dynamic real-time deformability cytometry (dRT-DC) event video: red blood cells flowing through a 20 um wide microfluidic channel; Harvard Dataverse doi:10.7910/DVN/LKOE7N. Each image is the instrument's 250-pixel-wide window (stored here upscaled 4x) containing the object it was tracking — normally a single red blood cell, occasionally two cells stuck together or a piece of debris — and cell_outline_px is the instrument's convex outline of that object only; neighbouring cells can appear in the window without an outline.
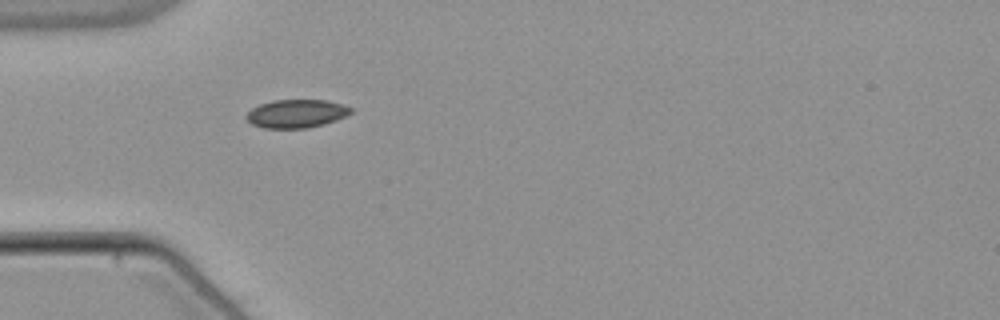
{"species": "common noctule bat (a hibernating species)", "species_latin": "Nyctalus noctula", "temperature_condition": "warm", "stored_images_in_passage": 38, "camera_frame_rate_fps": 3000, "um_per_image_px": 0.085, "animal": {"sex": "male", "body_mass_g": 21.5, "forearm_length_mm": 52.0}, "frame": {"image": 1, "passage_image": 1, "time_ms": 0.0, "image_size_px": [1000, 320], "cell_outline_px": [[352, 112], [336, 120], [324, 124], [308, 128], [264, 128], [252, 124], [244, 116], [252, 108], [260, 104], [272, 100], [328, 100], [344, 104], [352, 108]], "centroid_in_image_um": [25.2, 9.65], "position_along_channel_um": 59.8, "area_um2": 17.28}}
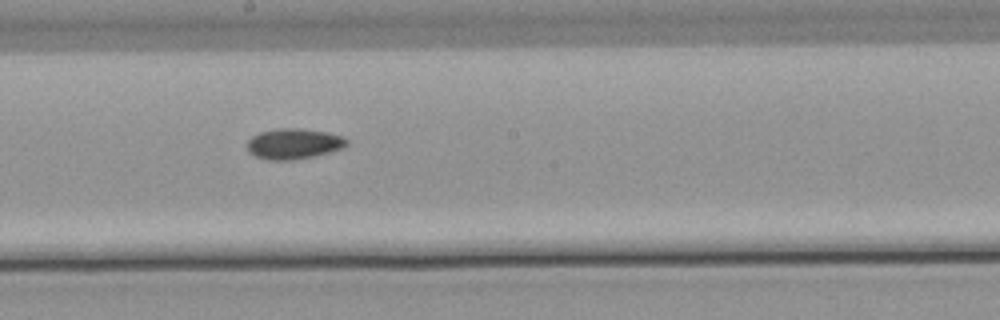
{"frame": {"image": 2, "passage_image": 14, "time_ms": 4.333, "image_size_px": [1000, 320], "cell_outline_px": [[348, 144], [344, 148], [312, 156], [292, 160], [268, 160], [256, 156], [248, 152], [248, 140], [252, 136], [260, 132], [280, 128], [300, 128], [328, 132], [344, 136], [348, 140]], "centroid_in_image_um": [24.99, 12.21], "position_along_channel_um": 223.2, "area_um2": 17.74}}
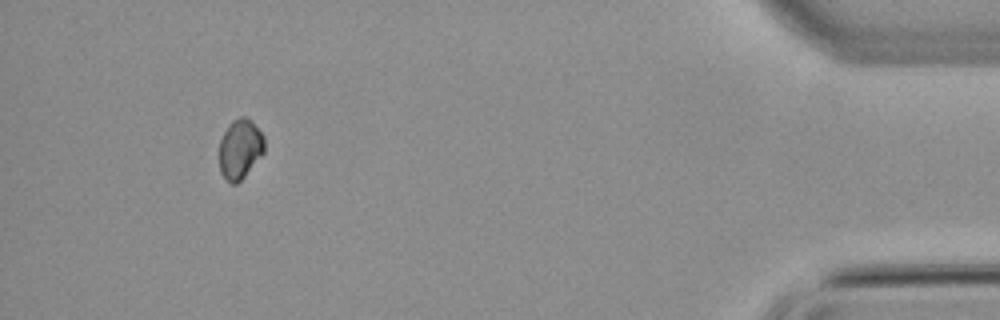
{"frame": {"image": 3, "passage_image": 34, "time_ms": 11.0, "image_size_px": [1000, 320], "cell_outline_px": [[264, 152], [244, 176], [236, 184], [232, 184], [220, 172], [220, 140], [228, 124], [232, 120], [240, 116], [244, 116], [252, 120], [264, 136]], "centroid_in_image_um": [20.41, 12.62], "position_along_channel_um": 414.8, "area_um2": 15.61}}